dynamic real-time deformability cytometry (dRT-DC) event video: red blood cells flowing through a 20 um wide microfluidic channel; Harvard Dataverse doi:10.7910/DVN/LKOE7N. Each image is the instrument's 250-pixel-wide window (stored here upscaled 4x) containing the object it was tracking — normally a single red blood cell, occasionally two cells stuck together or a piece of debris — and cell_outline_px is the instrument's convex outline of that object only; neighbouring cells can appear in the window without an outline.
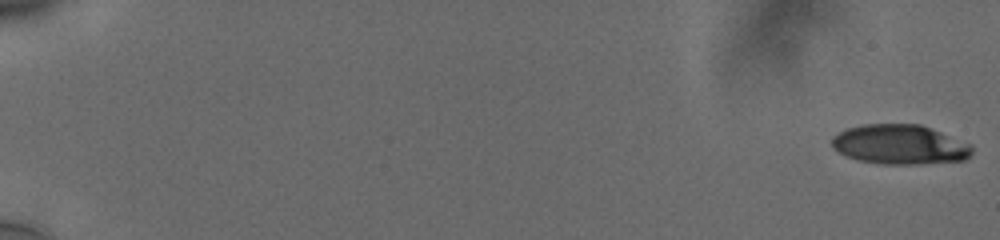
{"species": "human", "species_latin": "Homo sapiens", "temperature_condition": "cold", "stored_images_in_passage": 57, "camera_frame_rate_fps": 3000, "um_per_image_px": 0.085, "donor": {"sex": "male"}, "frame": {"image": 1, "passage_image": 1, "time_ms": 0.0, "image_size_px": [1000, 240], "cell_outline_px": [[972, 152], [964, 160], [916, 164], [884, 164], [860, 160], [848, 156], [832, 148], [832, 136], [848, 128], [864, 124], [920, 124], [972, 144]], "centroid_in_image_um": [76.49, 12.28], "position_along_channel_um": 8.5, "area_um2": 32.14}}
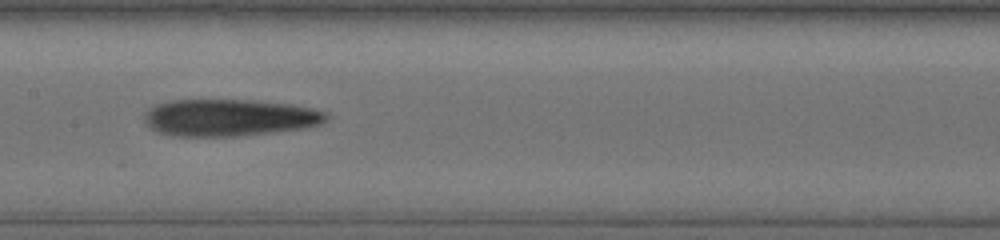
{"frame": {"image": 2, "passage_image": 32, "time_ms": 10.333, "image_size_px": [1000, 240], "cell_outline_px": [[328, 120], [320, 124], [304, 128], [272, 132], [236, 136], [172, 136], [160, 132], [152, 128], [144, 120], [144, 116], [148, 108], [156, 104], [172, 100], [252, 100], [288, 104], [312, 108], [328, 112]], "centroid_in_image_um": [19.51, 9.99], "position_along_channel_um": 187.9, "area_um2": 39.13}}
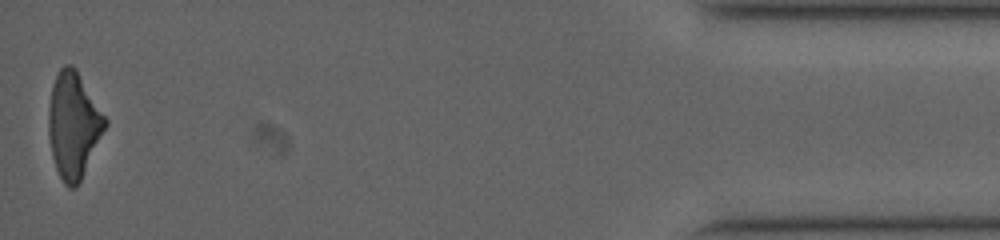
{"frame": {"image": 3, "passage_image": 57, "time_ms": 18.667, "image_size_px": [1000, 240], "cell_outline_px": [[108, 124], [76, 188], [68, 188], [64, 184], [56, 168], [52, 156], [48, 136], [48, 108], [52, 84], [60, 68], [64, 64], [72, 64], [76, 68], [108, 120]], "centroid_in_image_um": [6.23, 10.61], "position_along_channel_um": 429.0, "area_um2": 34.97}, "authors_computed_cell_mechanics": {"area_um2": 36.3562, "velocity_mm_per_s": 3.7989, "shape_relaxation_time_tau1_ms": 9.2586, "shape_relaxation_time_tau2_ms": null, "deformation_change_tau1": 0.2336, "deformation_change_tau2": null}}